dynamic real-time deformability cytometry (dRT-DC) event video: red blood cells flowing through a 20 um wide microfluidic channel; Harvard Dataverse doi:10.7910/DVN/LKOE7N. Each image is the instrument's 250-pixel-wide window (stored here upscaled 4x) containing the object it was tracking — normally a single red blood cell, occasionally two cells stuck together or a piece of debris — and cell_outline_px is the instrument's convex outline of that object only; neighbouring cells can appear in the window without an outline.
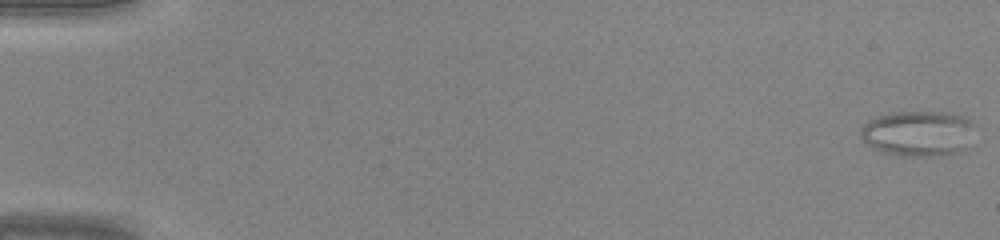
{"species": "common noctule bat (a hibernating species)", "species_latin": "Nyctalus noctula", "temperature_condition": "warm", "stored_images_in_passage": 46, "camera_frame_rate_fps": 3000, "um_per_image_px": 0.085, "animal": {"sex": "male", "body_mass_g": 20.0, "forearm_length_mm": 53.3}, "frame": {"image": 1, "passage_image": 1, "time_ms": 0.0, "image_size_px": [1000, 240], "cell_outline_px": [[976, 124], [972, 148], [964, 152], [948, 156], [900, 156], [884, 152], [868, 144], [860, 136], [860, 128], [868, 120], [876, 116], [888, 112], [948, 112], [972, 116], [976, 120]], "centroid_in_image_um": [78.22, 11.34], "position_along_channel_um": 6.8, "area_um2": 31.91}}
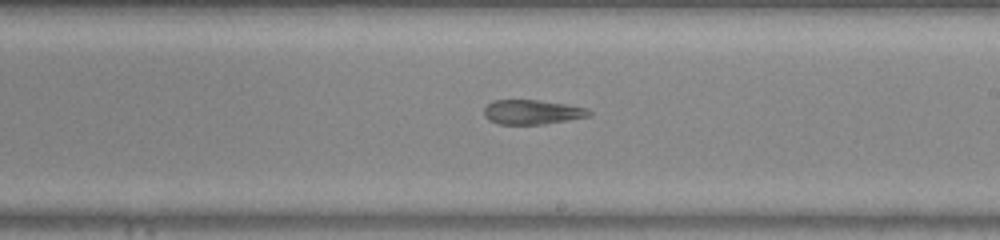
{"frame": {"image": 2, "passage_image": 28, "time_ms": 9.0, "image_size_px": [1000, 240], "cell_outline_px": [[592, 116], [544, 124], [496, 124], [488, 120], [484, 116], [484, 108], [492, 100], [540, 100], [588, 108], [592, 112]], "centroid_in_image_um": [45.23, 9.53], "position_along_channel_um": 243.8, "area_um2": 15.14}}
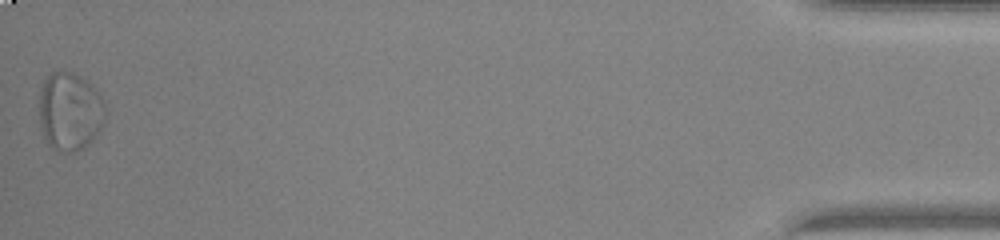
{"frame": {"image": 3, "passage_image": 46, "time_ms": 15.0, "image_size_px": [1000, 240], "cell_outline_px": [[108, 112], [104, 124], [100, 132], [88, 144], [76, 152], [60, 152], [52, 148], [48, 144], [44, 136], [40, 124], [40, 92], [44, 80], [52, 72], [72, 72], [88, 80], [96, 88], [104, 100]], "centroid_in_image_um": [6.0, 9.48], "position_along_channel_um": 429.2, "area_um2": 30.75}}